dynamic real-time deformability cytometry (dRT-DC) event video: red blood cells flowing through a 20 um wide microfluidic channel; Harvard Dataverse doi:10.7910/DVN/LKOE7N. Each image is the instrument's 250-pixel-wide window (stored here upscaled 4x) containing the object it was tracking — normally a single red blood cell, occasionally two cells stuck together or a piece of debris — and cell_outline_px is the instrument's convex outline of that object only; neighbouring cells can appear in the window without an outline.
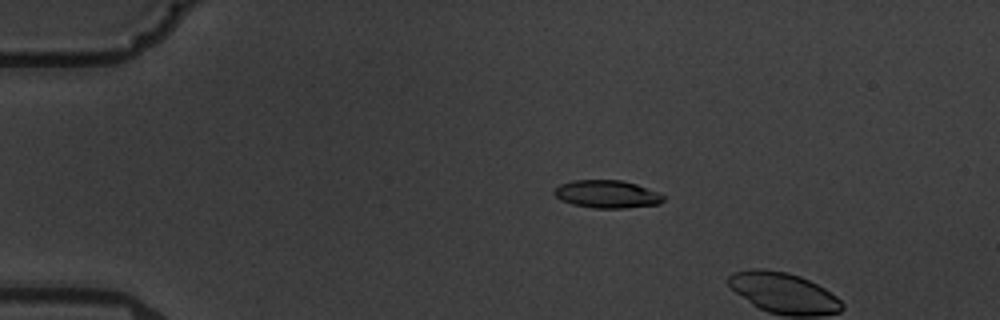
{"species": "common noctule bat (a hibernating species)", "species_latin": "Nyctalus noctula", "temperature_condition": "warm", "stored_images_in_passage": 5, "camera_frame_rate_fps": 3000, "um_per_image_px": 0.085, "animal": {"sex": "male", "body_mass_g": 19.5, "forearm_length_mm": 54.6}, "frame": {"image": 1, "passage_image": 4, "time_ms": 3.333, "image_size_px": [1000, 320], "cell_outline_px": [[664, 200], [660, 204], [624, 208], [592, 208], [572, 204], [560, 200], [552, 192], [560, 184], [572, 180], [620, 180], [636, 184], [656, 192], [664, 196]], "centroid_in_image_um": [51.56, 16.51], "position_along_channel_um": 33.4, "area_um2": 17.63}}